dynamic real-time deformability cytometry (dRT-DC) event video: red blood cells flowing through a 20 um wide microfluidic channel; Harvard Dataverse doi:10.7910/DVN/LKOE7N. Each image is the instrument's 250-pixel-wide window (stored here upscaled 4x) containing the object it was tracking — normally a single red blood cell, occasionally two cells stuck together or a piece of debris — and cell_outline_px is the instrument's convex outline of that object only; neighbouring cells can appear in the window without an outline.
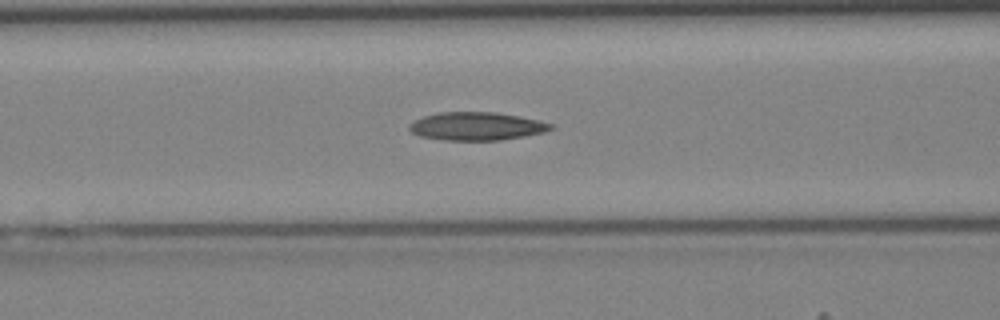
{"species": "Egyptian fruit bat (a non-hibernating species)", "species_latin": "Rousettus aegyptiacus", "temperature_condition": "cold", "stored_images_in_passage": 31, "camera_frame_rate_fps": 3000, "um_per_image_px": 0.085, "animal": {"sex": "female"}, "frame": {"image": 1, "passage_image": 10, "time_ms": 3.0, "image_size_px": [1000, 320], "cell_outline_px": [[556, 128], [544, 132], [524, 136], [500, 140], [444, 140], [420, 136], [412, 132], [408, 128], [408, 124], [424, 116], [436, 112], [496, 112], [520, 116], [540, 120], [556, 124]], "centroid_in_image_um": [40.56, 10.72], "position_along_channel_um": 126.0, "area_um2": 23.41}}
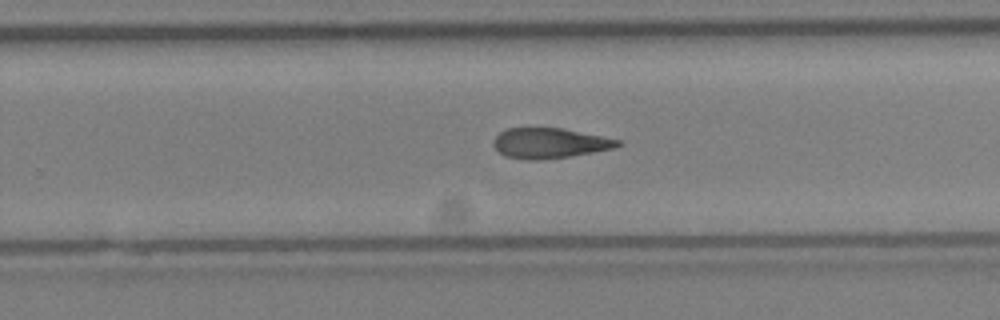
{"frame": {"image": 2, "passage_image": 20, "time_ms": 6.333, "image_size_px": [1000, 320], "cell_outline_px": [[624, 144], [612, 148], [592, 152], [568, 156], [536, 160], [528, 160], [504, 156], [492, 144], [496, 136], [500, 132], [508, 128], [564, 128], [620, 140]], "centroid_in_image_um": [46.71, 12.16], "position_along_channel_um": 283.1, "area_um2": 21.68}}
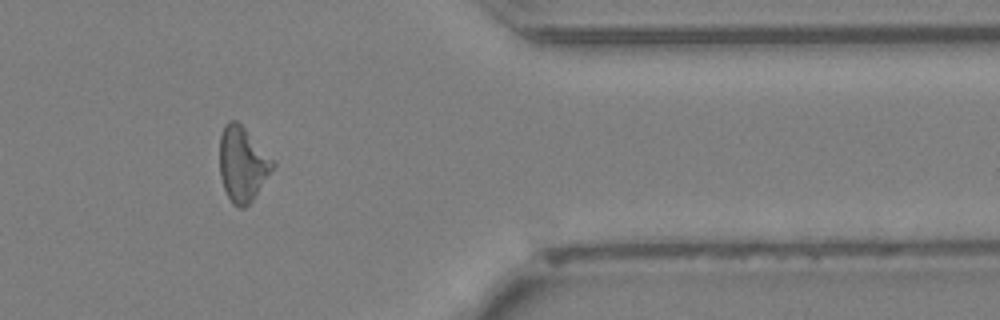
{"frame": {"image": 3, "passage_image": 28, "time_ms": 9.0, "image_size_px": [1000, 320], "cell_outline_px": [[276, 164], [252, 200], [244, 208], [240, 208], [232, 204], [224, 188], [220, 176], [220, 136], [224, 124], [228, 120], [236, 120], [244, 128]], "centroid_in_image_um": [20.58, 13.95], "position_along_channel_um": 390.8, "area_um2": 22.72}}